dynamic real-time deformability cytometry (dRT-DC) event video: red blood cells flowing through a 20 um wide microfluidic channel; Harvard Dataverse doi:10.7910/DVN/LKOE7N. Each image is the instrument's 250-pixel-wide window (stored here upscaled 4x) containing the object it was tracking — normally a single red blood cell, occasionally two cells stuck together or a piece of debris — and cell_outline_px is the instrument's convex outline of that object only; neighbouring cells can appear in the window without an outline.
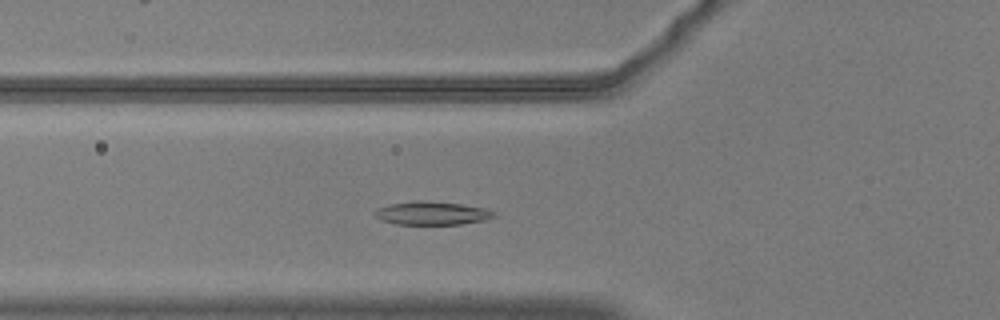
{"species": "common noctule bat (a hibernating species)", "species_latin": "Nyctalus noctula", "temperature_condition": "warm", "stored_images_in_passage": 50, "camera_frame_rate_fps": 3000, "um_per_image_px": 0.085, "animal": {"sex": "male", "body_mass_g": 20.5, "forearm_length_mm": 52.5}, "frame": {"image": 1, "passage_image": 15, "time_ms": 4.667, "image_size_px": [1000, 320], "cell_outline_px": [[500, 216], [488, 220], [460, 224], [396, 224], [380, 220], [372, 212], [376, 208], [388, 204], [420, 200], [424, 200], [460, 204], [484, 208], [496, 212]], "centroid_in_image_um": [36.74, 18.12], "position_along_channel_um": 89.1, "area_um2": 16.47}}
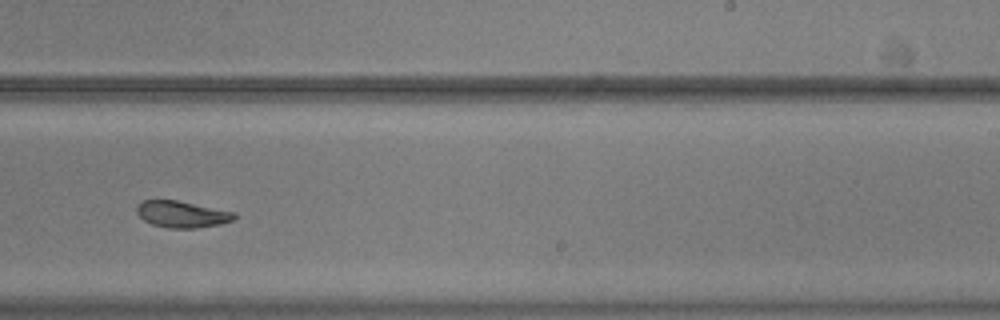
{"frame": {"image": 2, "passage_image": 30, "time_ms": 9.667, "image_size_px": [1000, 320], "cell_outline_px": [[236, 216], [232, 220], [220, 224], [196, 228], [168, 228], [152, 224], [144, 220], [136, 212], [136, 208], [144, 200], [176, 200], [236, 212]], "centroid_in_image_um": [15.48, 18.21], "position_along_channel_um": 273.5, "area_um2": 14.97}}
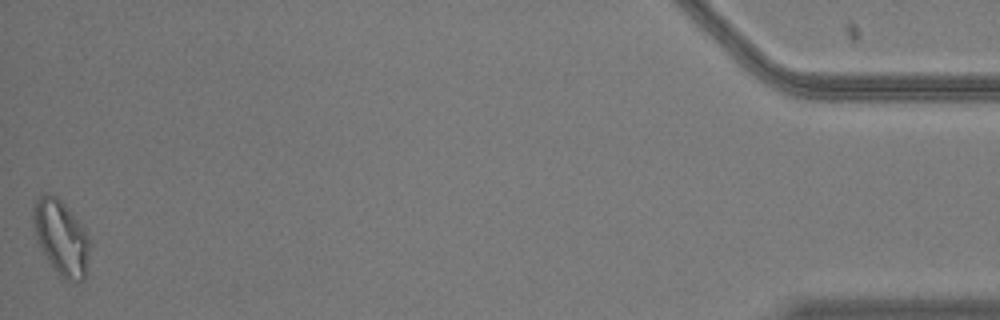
{"frame": {"image": 3, "passage_image": 50, "time_ms": 16.333, "image_size_px": [1000, 320], "cell_outline_px": [[88, 252], [84, 280], [64, 280], [60, 276], [48, 260], [36, 236], [32, 216], [36, 200], [44, 192], [48, 192], [56, 196], [68, 208], [88, 232]], "centroid_in_image_um": [5.19, 20.15], "position_along_channel_um": 430.0, "area_um2": 24.04}, "authors_computed_cell_mechanics": {"area_um2": 16.5019, "velocity_mm_per_s": 3.6757, "shape_relaxation_time_tau1_ms": 4.811, "shape_relaxation_time_tau2_ms": 2.9659, "deformation_change_tau1": 0.1693, "deformation_change_tau2": 0.0847}}